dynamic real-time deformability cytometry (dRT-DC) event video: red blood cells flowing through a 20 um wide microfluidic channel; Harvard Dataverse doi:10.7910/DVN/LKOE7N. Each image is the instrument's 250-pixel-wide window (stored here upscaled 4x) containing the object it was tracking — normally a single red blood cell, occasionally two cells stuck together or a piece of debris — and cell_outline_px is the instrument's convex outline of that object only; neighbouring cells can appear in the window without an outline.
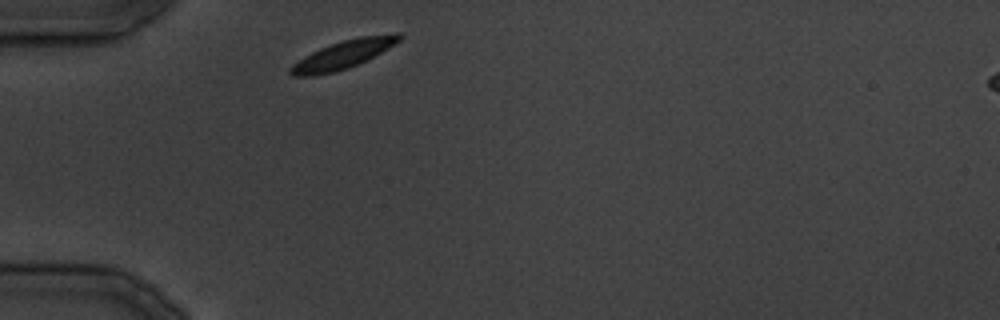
{"species": "common noctule bat (a hibernating species)", "species_latin": "Nyctalus noctula", "temperature_condition": "cold", "stored_images_in_passage": 9, "camera_frame_rate_fps": 3000, "um_per_image_px": 0.085, "animal": {"sex": "male", "body_mass_g": 19.5, "forearm_length_mm": 54.6}, "frame": {"image": 1, "passage_image": 1, "time_ms": 0.0, "image_size_px": [1000, 320], "cell_outline_px": [[404, 36], [400, 40], [388, 48], [348, 68], [332, 72], [312, 76], [292, 76], [288, 72], [288, 68], [292, 64], [304, 56], [320, 48], [344, 40], [360, 36], [396, 32], [400, 32]], "centroid_in_image_um": [29.16, 4.62], "position_along_channel_um": 55.8, "area_um2": 17.69}}
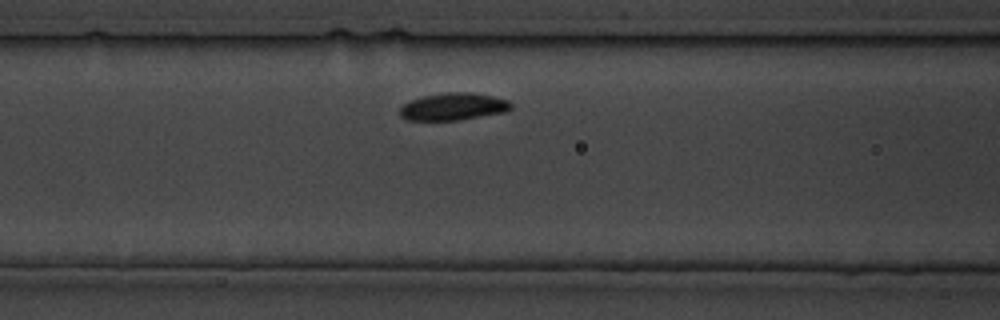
{"frame": {"image": 2, "passage_image": 6, "time_ms": 5.667, "image_size_px": [1000, 320], "cell_outline_px": [[512, 108], [504, 112], [460, 120], [404, 120], [400, 116], [400, 108], [404, 104], [412, 100], [424, 96], [448, 92], [468, 92], [492, 96], [508, 100], [512, 104]], "centroid_in_image_um": [38.53, 9.07], "position_along_channel_um": 128.1, "area_um2": 17.57}}
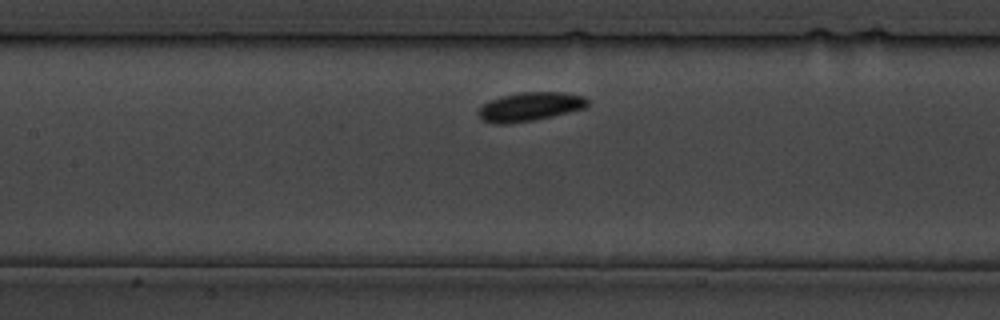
{"frame": {"image": 3, "passage_image": 8, "time_ms": 8.0, "image_size_px": [1000, 320], "cell_outline_px": [[588, 104], [584, 108], [552, 116], [532, 120], [508, 124], [492, 124], [480, 120], [476, 112], [484, 104], [500, 96], [520, 92], [560, 92], [584, 96], [588, 100]], "centroid_in_image_um": [44.99, 9.07], "position_along_channel_um": 162.4, "area_um2": 18.32}}